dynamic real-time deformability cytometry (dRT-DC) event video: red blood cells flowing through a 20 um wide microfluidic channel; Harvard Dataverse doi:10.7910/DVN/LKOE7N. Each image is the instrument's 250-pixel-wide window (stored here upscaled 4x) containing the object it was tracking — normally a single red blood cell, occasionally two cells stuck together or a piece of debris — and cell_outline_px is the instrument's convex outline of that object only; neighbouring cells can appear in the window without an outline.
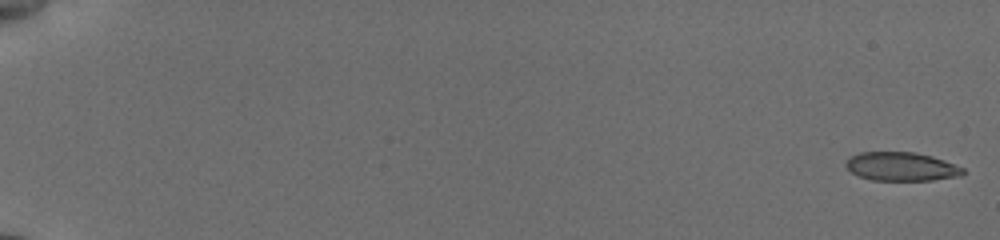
{"species": "common noctule bat (a hibernating species)", "species_latin": "Nyctalus noctula", "temperature_condition": "cold", "stored_images_in_passage": 56, "camera_frame_rate_fps": 3000, "um_per_image_px": 0.085, "animal": {"sex": "female", "body_mass_g": 19.5, "forearm_length_mm": 54.1}, "frame": {"image": 1, "passage_image": 1, "time_ms": 0.0, "image_size_px": [1000, 240], "cell_outline_px": [[964, 172], [960, 176], [932, 180], [872, 180], [860, 176], [852, 172], [844, 164], [852, 156], [860, 152], [912, 152], [932, 156], [944, 160], [964, 168]], "centroid_in_image_um": [76.63, 14.16], "position_along_channel_um": 8.4, "area_um2": 19.36}}
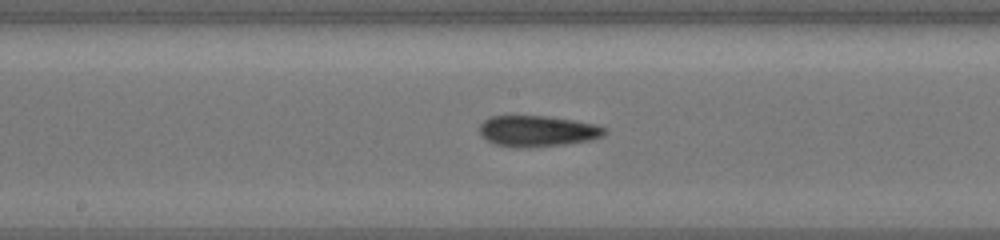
{"frame": {"image": 2, "passage_image": 32, "time_ms": 10.333, "image_size_px": [1000, 240], "cell_outline_px": [[608, 132], [604, 136], [592, 140], [564, 144], [532, 148], [512, 148], [496, 144], [488, 140], [480, 132], [480, 124], [484, 120], [492, 116], [548, 116], [596, 124], [608, 128]], "centroid_in_image_um": [45.75, 11.15], "position_along_channel_um": 202.5, "area_um2": 22.83}}
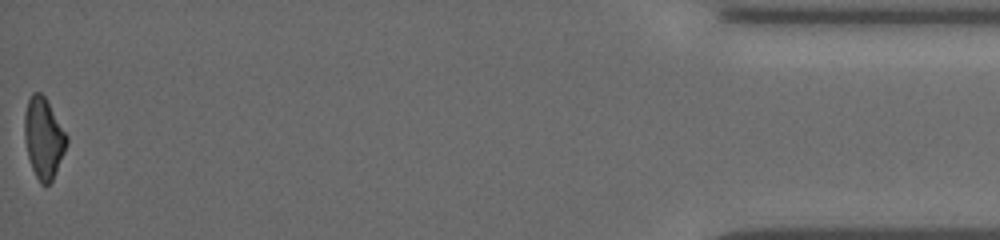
{"frame": {"image": 3, "passage_image": 56, "time_ms": 18.333, "image_size_px": [1000, 240], "cell_outline_px": [[68, 144], [52, 180], [44, 188], [40, 184], [32, 168], [28, 156], [24, 140], [24, 112], [28, 100], [32, 92], [40, 92], [44, 96], [68, 136]], "centroid_in_image_um": [3.69, 11.75], "position_along_channel_um": 431.5, "area_um2": 19.88}, "authors_computed_cell_mechanics": {"area_um2": 21.0103, "velocity_mm_per_s": 3.8386, "shape_relaxation_time_tau1_ms": 3.8956, "shape_relaxation_time_tau2_ms": 3.5935, "deformation_change_tau1": 0.1544, "deformation_change_tau2": 0.1303}}